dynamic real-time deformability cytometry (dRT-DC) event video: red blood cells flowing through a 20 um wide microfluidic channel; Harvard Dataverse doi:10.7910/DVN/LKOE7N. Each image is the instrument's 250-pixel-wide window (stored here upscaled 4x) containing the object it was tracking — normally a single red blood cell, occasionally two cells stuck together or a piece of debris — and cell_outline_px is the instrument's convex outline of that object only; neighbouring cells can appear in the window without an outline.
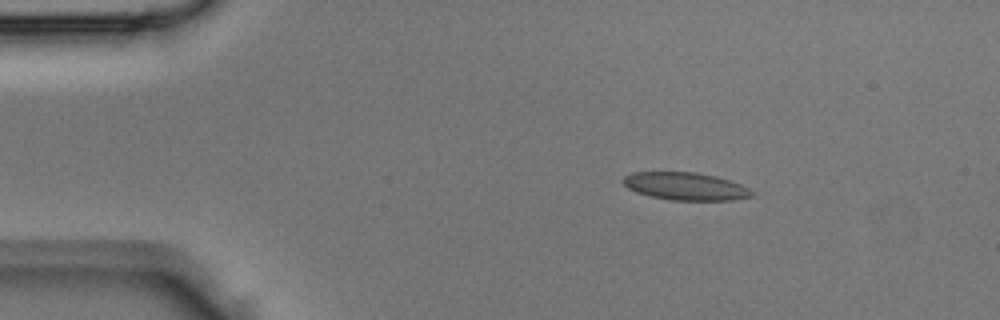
{"species": "Egyptian fruit bat (a non-hibernating species)", "species_latin": "Rousettus aegyptiacus", "temperature_condition": "room temperature", "stored_images_in_passage": 4, "segment_of_instrument_passage": [1, 2], "camera_frame_rate_fps": 3000, "um_per_image_px": 0.085, "animal": {"sex": "male"}, "frame": {"image": 1, "passage_image": 2, "time_ms": 0.333, "image_size_px": [1000, 320], "cell_outline_px": [[756, 196], [732, 200], [668, 200], [648, 196], [636, 192], [628, 188], [624, 184], [624, 176], [632, 172], [696, 172], [716, 176], [740, 184], [756, 192]], "centroid_in_image_um": [58.3, 15.84], "position_along_channel_um": 26.7, "area_um2": 20.92}}